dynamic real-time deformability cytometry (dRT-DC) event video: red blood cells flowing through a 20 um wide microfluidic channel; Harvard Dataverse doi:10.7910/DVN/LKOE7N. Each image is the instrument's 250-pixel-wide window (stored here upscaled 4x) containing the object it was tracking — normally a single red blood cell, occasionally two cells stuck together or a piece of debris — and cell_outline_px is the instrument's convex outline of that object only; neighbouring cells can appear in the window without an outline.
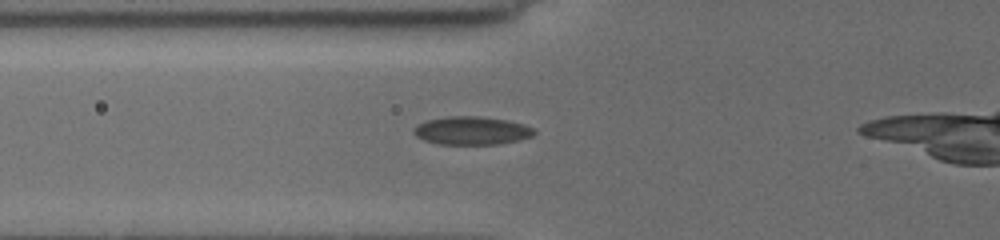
{"species": "common noctule bat (a hibernating species)", "species_latin": "Nyctalus noctula", "temperature_condition": "cold", "stored_images_in_passage": 4, "camera_frame_rate_fps": 3000, "um_per_image_px": 0.085, "animal": {"sex": "female", "body_mass_g": 19.5, "forearm_length_mm": 54.1}, "frame": {"image": 1, "passage_image": 4, "time_ms": 3.333, "image_size_px": [1000, 240], "cell_outline_px": [[536, 132], [532, 136], [516, 140], [496, 144], [440, 144], [424, 140], [416, 136], [412, 132], [420, 124], [428, 120], [452, 116], [476, 116], [508, 120], [524, 124], [532, 128]], "centroid_in_image_um": [40.11, 11.1], "position_along_channel_um": 85.7, "area_um2": 19.42}}